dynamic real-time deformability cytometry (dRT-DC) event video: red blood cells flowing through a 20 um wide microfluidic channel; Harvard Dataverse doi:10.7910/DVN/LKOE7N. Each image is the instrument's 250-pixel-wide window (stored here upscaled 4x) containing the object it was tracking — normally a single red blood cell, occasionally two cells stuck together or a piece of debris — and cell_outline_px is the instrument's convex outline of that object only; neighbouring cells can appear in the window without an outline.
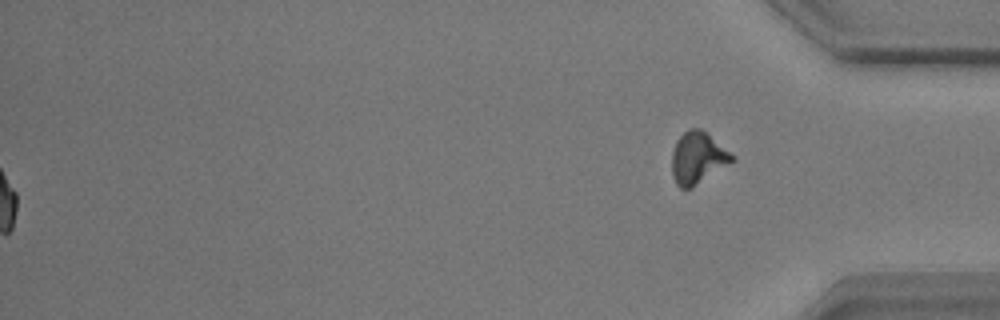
{"species": "common noctule bat (a hibernating species)", "species_latin": "Nyctalus noctula", "temperature_condition": "warm", "stored_images_in_passage": 55, "segment_of_instrument_passage": [2, 2], "camera_frame_rate_fps": 3000, "um_per_image_px": 0.085, "animal": {"sex": "male", "body_mass_g": 17.9}, "frame": {"image": 1, "passage_image": 55, "time_ms": 18.0, "image_size_px": [1000, 320], "cell_outline_px": [[736, 160], [692, 188], [680, 188], [676, 184], [672, 176], [672, 152], [676, 140], [688, 128], [700, 128], [736, 156]], "centroid_in_image_um": [59.31, 13.43], "position_along_channel_um": 375.9, "area_um2": 18.32}}